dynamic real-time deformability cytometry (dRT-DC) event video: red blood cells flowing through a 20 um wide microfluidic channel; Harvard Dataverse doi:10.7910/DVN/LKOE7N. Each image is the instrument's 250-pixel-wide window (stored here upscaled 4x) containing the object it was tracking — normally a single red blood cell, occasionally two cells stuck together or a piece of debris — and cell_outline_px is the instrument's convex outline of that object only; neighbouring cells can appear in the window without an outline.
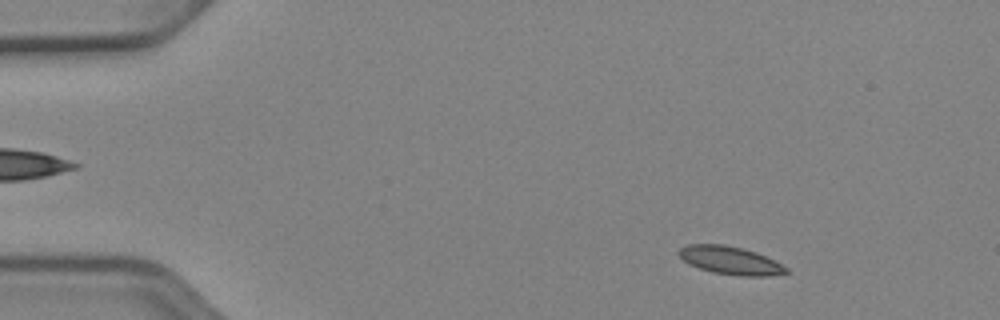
{"species": "Egyptian fruit bat (a non-hibernating species)", "species_latin": "Rousettus aegyptiacus", "temperature_condition": "cold", "stored_images_in_passage": 51, "camera_frame_rate_fps": 3000, "um_per_image_px": 0.085, "animal": {"sex": "female"}, "frame": {"image": 1, "passage_image": 6, "time_ms": 1.667, "image_size_px": [1000, 320], "cell_outline_px": [[788, 272], [768, 276], [740, 276], [712, 272], [688, 264], [676, 252], [680, 248], [688, 244], [724, 244], [744, 248], [756, 252], [788, 268]], "centroid_in_image_um": [62.04, 22.13], "position_along_channel_um": 23.0, "area_um2": 17.46}}
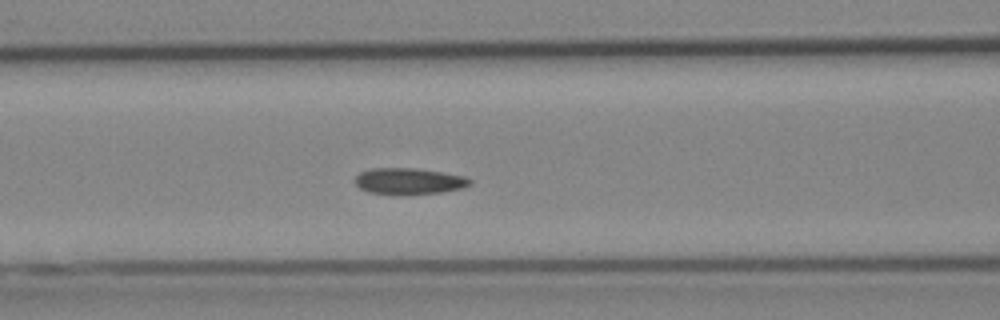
{"frame": {"image": 2, "passage_image": 21, "time_ms": 6.667, "image_size_px": [1000, 320], "cell_outline_px": [[472, 184], [464, 188], [440, 192], [404, 196], [400, 196], [368, 192], [360, 188], [356, 184], [356, 176], [360, 172], [372, 168], [416, 168], [464, 176], [472, 180]], "centroid_in_image_um": [34.76, 15.42], "position_along_channel_um": 131.8, "area_um2": 17.92}}
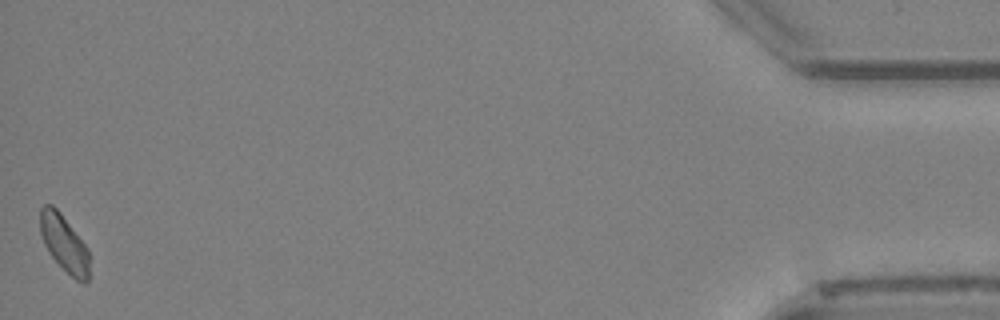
{"frame": {"image": 3, "passage_image": 51, "time_ms": 16.667, "image_size_px": [1000, 320], "cell_outline_px": [[88, 280], [84, 284], [76, 280], [48, 252], [44, 244], [40, 232], [40, 208], [44, 204], [52, 204], [60, 212], [88, 248]], "centroid_in_image_um": [5.43, 20.65], "position_along_channel_um": 429.8, "area_um2": 16.01}}